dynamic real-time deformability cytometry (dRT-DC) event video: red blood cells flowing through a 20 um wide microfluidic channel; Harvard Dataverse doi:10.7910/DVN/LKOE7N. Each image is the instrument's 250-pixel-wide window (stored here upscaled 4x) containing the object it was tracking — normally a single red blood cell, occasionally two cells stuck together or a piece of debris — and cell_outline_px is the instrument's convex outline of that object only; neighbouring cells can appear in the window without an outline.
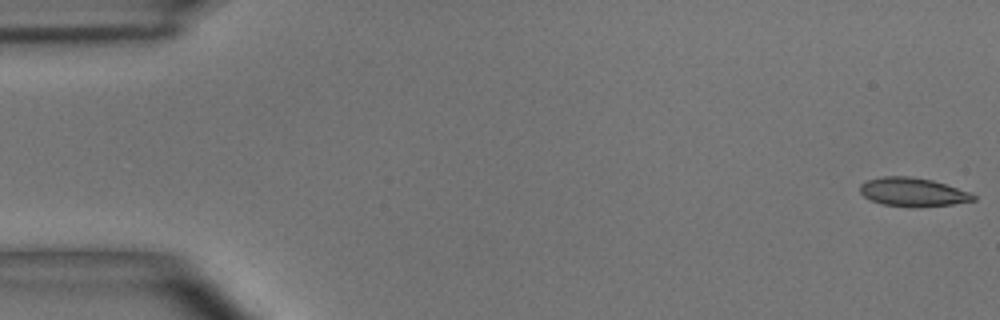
{"species": "common noctule bat (a hibernating species)", "species_latin": "Nyctalus noctula", "temperature_condition": "room temperature", "stored_images_in_passage": 55, "camera_frame_rate_fps": 3000, "um_per_image_px": 0.085, "animal": {"sex": "male", "body_mass_g": 15.6}, "frame": {"image": 1, "passage_image": 1, "time_ms": 0.0, "image_size_px": [1000, 320], "cell_outline_px": [[976, 200], [952, 204], [912, 208], [880, 204], [864, 196], [860, 192], [860, 184], [868, 180], [884, 176], [908, 176], [932, 180], [972, 192], [976, 196]], "centroid_in_image_um": [77.61, 16.34], "position_along_channel_um": 7.4, "area_um2": 19.07}}
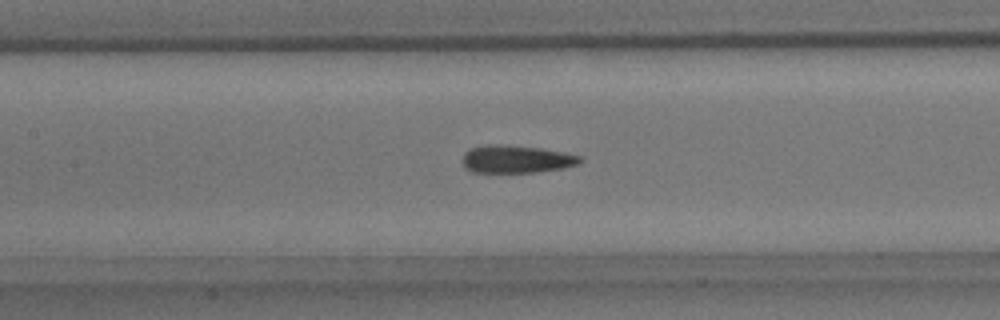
{"frame": {"image": 2, "passage_image": 25, "time_ms": 8.0, "image_size_px": [1000, 320], "cell_outline_px": [[584, 160], [580, 164], [564, 168], [536, 172], [472, 172], [464, 168], [460, 160], [464, 152], [472, 148], [484, 144], [496, 144], [540, 148], [564, 152], [584, 156]], "centroid_in_image_um": [43.89, 13.53], "position_along_channel_um": 163.5, "area_um2": 19.36}}
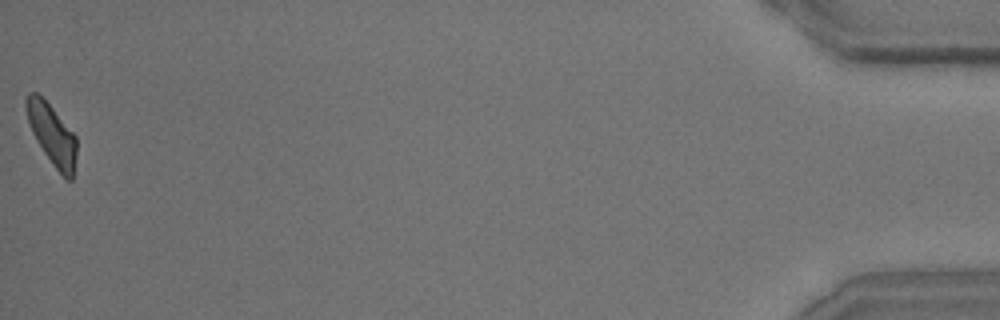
{"frame": {"image": 3, "passage_image": 55, "time_ms": 18.0, "image_size_px": [1000, 320], "cell_outline_px": [[76, 156], [72, 180], [68, 180], [52, 164], [36, 140], [32, 132], [28, 120], [24, 104], [24, 100], [28, 92], [36, 92], [52, 108], [76, 136]], "centroid_in_image_um": [4.4, 11.41], "position_along_channel_um": 430.8, "area_um2": 17.51}, "authors_computed_cell_mechanics": {"area_um2": 19.0162, "velocity_mm_per_s": 3.6331, "shape_relaxation_time_tau1_ms": null, "shape_relaxation_time_tau2_ms": 1.613, "deformation_change_tau1": null, "deformation_change_tau2": 0.0913}}